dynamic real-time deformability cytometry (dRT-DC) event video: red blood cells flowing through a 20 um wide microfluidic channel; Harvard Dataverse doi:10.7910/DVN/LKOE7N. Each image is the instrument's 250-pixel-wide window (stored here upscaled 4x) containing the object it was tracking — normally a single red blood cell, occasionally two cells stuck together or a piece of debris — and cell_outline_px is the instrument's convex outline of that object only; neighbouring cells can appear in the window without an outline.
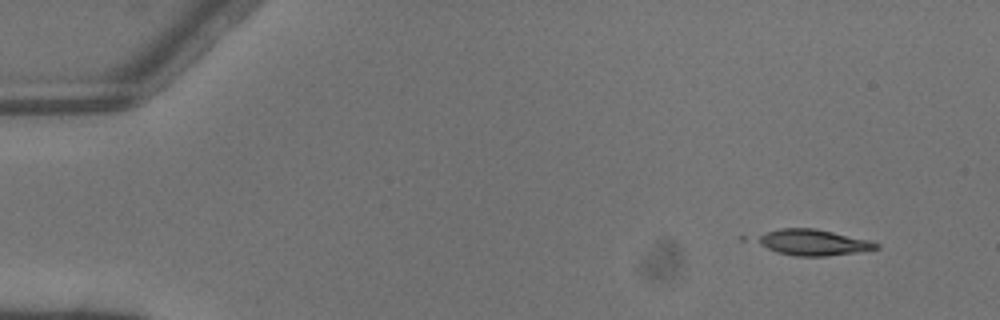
{"species": "common noctule bat (a hibernating species)", "species_latin": "Nyctalus noctula", "temperature_condition": "warm", "stored_images_in_passage": 5, "camera_frame_rate_fps": 3000, "um_per_image_px": 0.085, "animal": {"sex": "male", "body_mass_g": 13.3}, "frame": {"image": 1, "passage_image": 1, "time_ms": 0.0, "image_size_px": [1000, 320], "cell_outline_px": [[880, 248], [856, 252], [828, 256], [796, 256], [776, 252], [752, 240], [768, 232], [780, 228], [816, 228], [872, 240], [880, 244]], "centroid_in_image_um": [69.16, 20.6], "position_along_channel_um": 15.8, "area_um2": 18.09}}
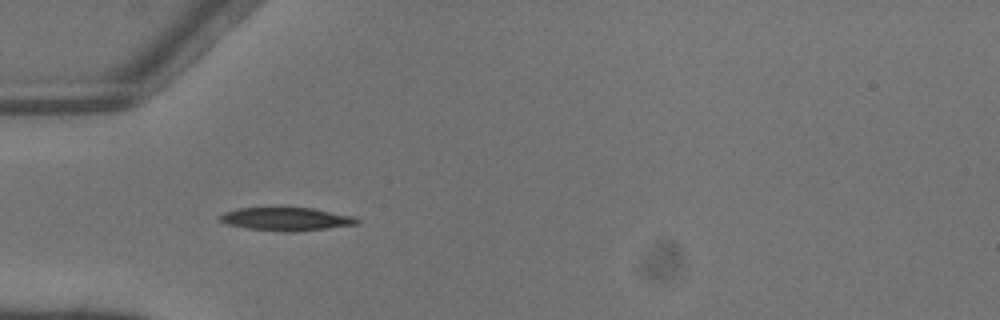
{"frame": {"image": 2, "passage_image": 4, "time_ms": 1.0, "image_size_px": [1000, 320], "cell_outline_px": [[360, 224], [296, 232], [284, 232], [248, 228], [228, 224], [220, 220], [216, 216], [224, 212], [240, 208], [312, 208], [352, 216], [360, 220]], "centroid_in_image_um": [24.34, 18.63], "position_along_channel_um": 60.7, "area_um2": 18.44}}
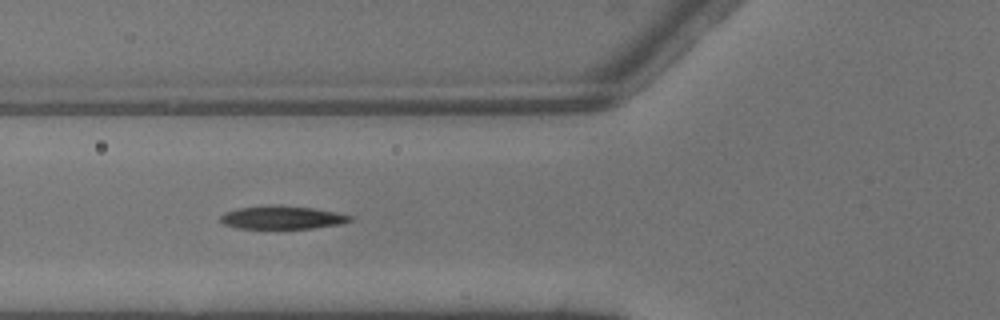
{"frame": {"image": 3, "passage_image": 5, "time_ms": 1.333, "image_size_px": [1000, 320], "cell_outline_px": [[352, 220], [340, 224], [312, 228], [236, 228], [224, 224], [220, 220], [220, 216], [224, 212], [236, 208], [312, 208], [336, 212], [352, 216]], "centroid_in_image_um": [23.99, 18.53], "position_along_channel_um": 101.8, "area_um2": 16.42}}